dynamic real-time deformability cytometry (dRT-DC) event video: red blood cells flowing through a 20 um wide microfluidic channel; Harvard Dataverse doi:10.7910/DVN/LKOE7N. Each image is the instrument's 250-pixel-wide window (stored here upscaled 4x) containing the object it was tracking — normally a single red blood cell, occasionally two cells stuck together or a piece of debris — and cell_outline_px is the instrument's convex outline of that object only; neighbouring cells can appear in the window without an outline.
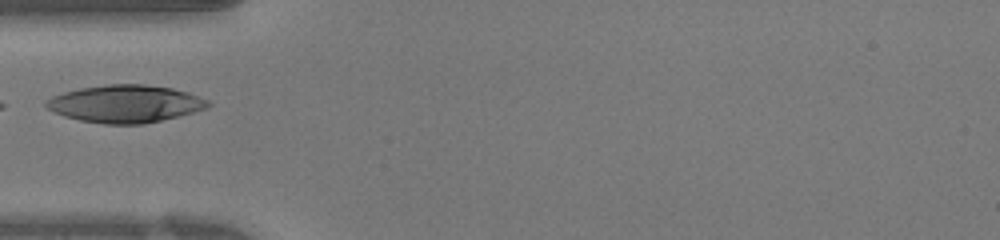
{"species": "human", "species_latin": "Homo sapiens", "temperature_condition": "warm", "stored_images_in_passage": 28, "camera_frame_rate_fps": 3000, "um_per_image_px": 0.085, "donor": {"sex": "female"}, "frame": {"image": 1, "passage_image": 1, "time_ms": 0.0, "image_size_px": [1000, 240], "cell_outline_px": [[212, 104], [208, 108], [144, 124], [104, 124], [80, 120], [64, 116], [48, 108], [44, 104], [44, 100], [52, 96], [64, 92], [80, 88], [108, 84], [144, 84], [172, 88], [188, 92], [208, 100]], "centroid_in_image_um": [10.64, 8.81], "position_along_channel_um": 74.4, "area_um2": 35.26}}
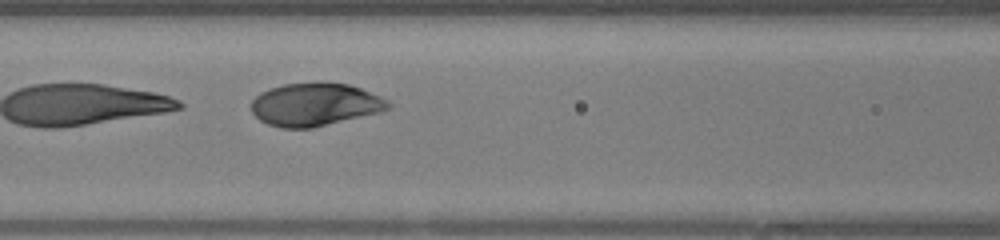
{"frame": {"image": 2, "passage_image": 5, "time_ms": 1.333, "image_size_px": [1000, 240], "cell_outline_px": [[392, 104], [388, 108], [380, 112], [312, 128], [280, 128], [268, 124], [260, 120], [252, 112], [252, 100], [260, 92], [268, 88], [284, 84], [316, 80], [324, 80], [348, 84], [360, 88], [380, 96], [388, 100]], "centroid_in_image_um": [26.76, 8.85], "position_along_channel_um": 139.8, "area_um2": 34.8}}
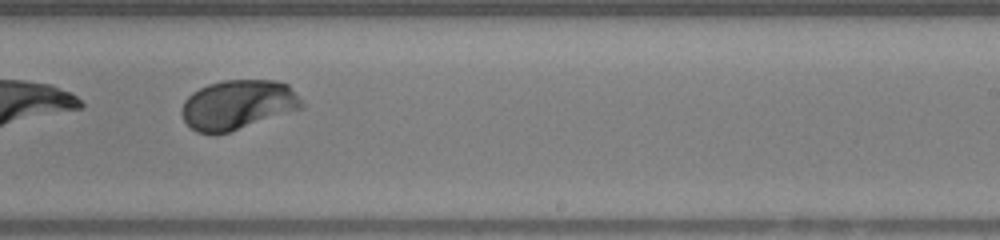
{"frame": {"image": 3, "passage_image": 13, "time_ms": 4.0, "image_size_px": [1000, 240], "cell_outline_px": [[304, 108], [228, 132], [196, 132], [184, 120], [180, 112], [180, 108], [184, 100], [192, 92], [208, 84], [224, 80], [276, 80], [288, 84], [304, 104]], "centroid_in_image_um": [20.21, 8.88], "position_along_channel_um": 268.8, "area_um2": 34.45}}